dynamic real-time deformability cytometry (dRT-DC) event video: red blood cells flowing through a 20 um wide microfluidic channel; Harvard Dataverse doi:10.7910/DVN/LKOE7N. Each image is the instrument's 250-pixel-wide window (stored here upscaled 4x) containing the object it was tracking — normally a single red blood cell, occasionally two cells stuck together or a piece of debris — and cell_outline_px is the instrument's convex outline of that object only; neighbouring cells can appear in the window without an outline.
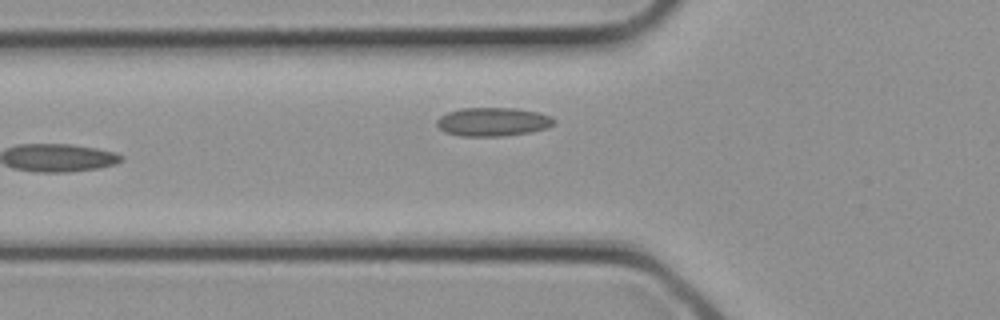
{"species": "common noctule bat (a hibernating species)", "species_latin": "Nyctalus noctula", "temperature_condition": "cold", "stored_images_in_passage": 11, "camera_frame_rate_fps": 3000, "um_per_image_px": 0.085, "animal": {"sex": "female", "body_mass_g": 21.9}, "frame": {"image": 1, "passage_image": 11, "time_ms": 3.333, "image_size_px": [1000, 320], "cell_outline_px": [[556, 124], [548, 128], [528, 132], [504, 136], [460, 136], [444, 132], [436, 124], [436, 120], [440, 116], [448, 112], [460, 108], [516, 108], [536, 112], [552, 116], [556, 120]], "centroid_in_image_um": [41.91, 10.35], "position_along_channel_um": 83.9, "area_um2": 19.71}}